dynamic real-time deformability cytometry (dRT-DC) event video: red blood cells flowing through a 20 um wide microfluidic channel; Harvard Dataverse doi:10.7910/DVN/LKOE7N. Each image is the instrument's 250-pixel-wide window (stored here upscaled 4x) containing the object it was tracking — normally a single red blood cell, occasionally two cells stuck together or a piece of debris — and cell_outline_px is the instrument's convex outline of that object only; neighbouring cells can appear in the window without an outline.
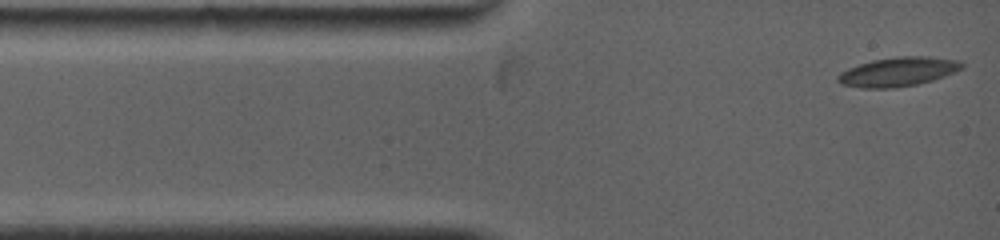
{"species": "common noctule bat (a hibernating species)", "species_latin": "Nyctalus noctula", "temperature_condition": "warm", "stored_images_in_passage": 51, "camera_frame_rate_fps": 5000, "um_per_image_px": 0.085, "animal": {"sex": "female", "body_mass_g": 19.0, "forearm_length_mm": 53.3}, "frame": {"image": 1, "passage_image": 1, "time_ms": 0.0, "image_size_px": [1000, 240], "cell_outline_px": [[964, 68], [932, 80], [916, 84], [896, 88], [864, 88], [844, 84], [836, 80], [836, 76], [840, 72], [848, 68], [872, 60], [900, 56], [924, 56], [956, 60], [964, 64]], "centroid_in_image_um": [76.31, 6.1], "position_along_channel_um": 8.7, "area_um2": 20.81}}
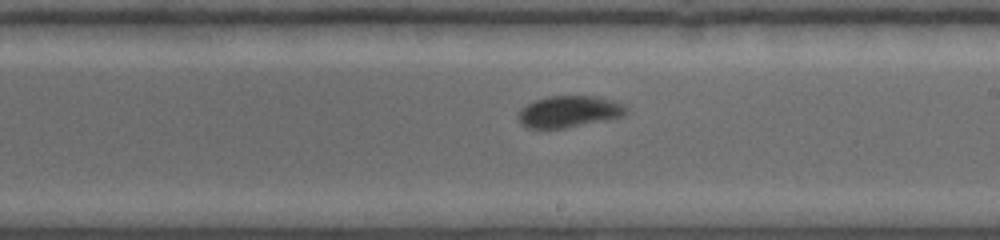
{"frame": {"image": 2, "passage_image": 30, "time_ms": 7.0, "image_size_px": [1000, 240], "cell_outline_px": [[628, 112], [624, 116], [564, 128], [528, 128], [520, 124], [516, 116], [520, 108], [536, 100], [548, 96], [596, 96], [612, 100], [624, 104], [628, 108]], "centroid_in_image_um": [48.35, 9.48], "position_along_channel_um": 240.6, "area_um2": 19.94}}
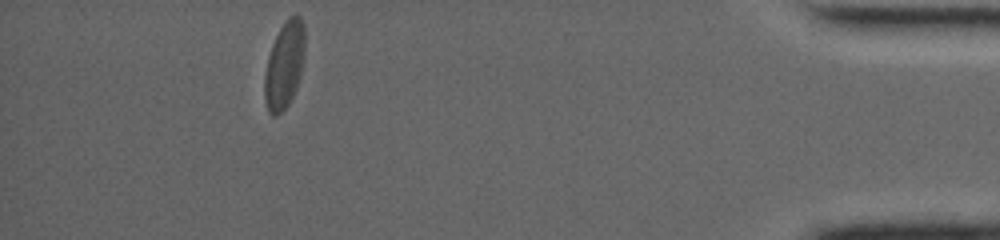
{"frame": {"image": 3, "passage_image": 51, "time_ms": 13.2, "image_size_px": [1000, 240], "cell_outline_px": [[304, 60], [300, 76], [296, 88], [288, 104], [276, 116], [272, 116], [268, 112], [264, 100], [264, 76], [268, 56], [272, 44], [280, 28], [288, 16], [300, 16], [304, 24]], "centroid_in_image_um": [24.16, 5.53], "position_along_channel_um": 411.0, "area_um2": 20.46}, "authors_computed_cell_mechanics": {"area_um2": 19.7098, "velocity_mm_per_s": 3.9188, "shape_relaxation_time_tau1_ms": 2.0544, "shape_relaxation_time_tau2_ms": null, "deformation_change_tau1": 0.1134, "deformation_change_tau2": null}}